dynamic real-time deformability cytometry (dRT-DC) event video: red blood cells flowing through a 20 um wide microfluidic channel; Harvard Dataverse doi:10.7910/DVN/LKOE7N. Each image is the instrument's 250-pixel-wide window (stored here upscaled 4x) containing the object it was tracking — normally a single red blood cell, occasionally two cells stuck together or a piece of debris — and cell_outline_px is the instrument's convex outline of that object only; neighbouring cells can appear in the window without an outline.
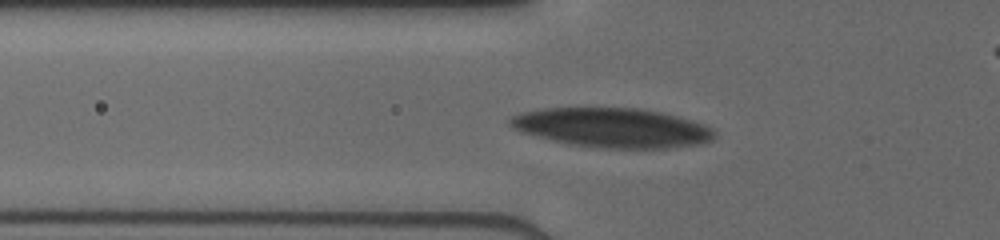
{"species": "human", "species_latin": "Homo sapiens", "temperature_condition": "cold", "stored_images_in_passage": 35, "camera_frame_rate_fps": 3000, "um_per_image_px": 0.085, "donor": {"sex": "male"}, "frame": {"image": 1, "passage_image": 2, "time_ms": 0.333, "image_size_px": [1000, 240], "cell_outline_px": [[716, 136], [712, 140], [700, 144], [668, 148], [600, 148], [572, 144], [552, 140], [520, 132], [512, 128], [508, 124], [508, 120], [512, 116], [520, 112], [540, 108], [644, 108], [680, 116], [704, 124], [712, 128], [716, 132]], "centroid_in_image_um": [52.05, 10.84], "position_along_channel_um": 73.7, "area_um2": 47.4}}
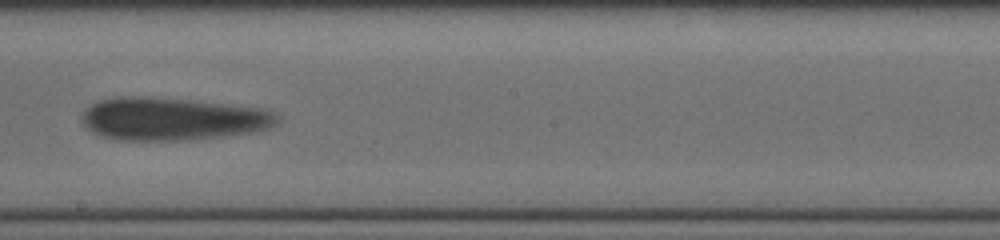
{"frame": {"image": 2, "passage_image": 14, "time_ms": 4.333, "image_size_px": [1000, 240], "cell_outline_px": [[280, 120], [276, 124], [268, 128], [252, 132], [192, 140], [120, 140], [100, 136], [92, 132], [80, 120], [80, 112], [92, 104], [100, 100], [116, 96], [148, 96], [188, 100], [256, 108], [272, 112], [280, 116]], "centroid_in_image_um": [14.57, 10.11], "position_along_channel_um": 233.6, "area_um2": 48.73}}
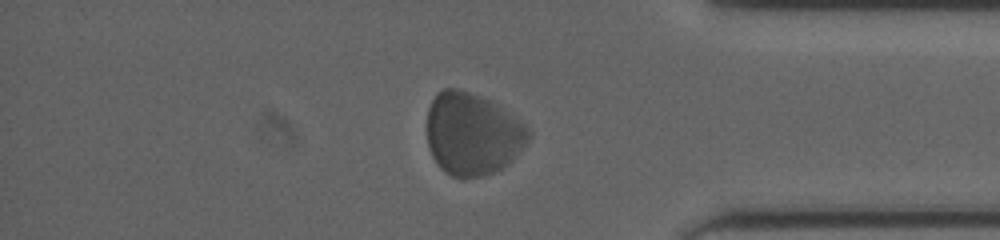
{"frame": {"image": 3, "passage_image": 27, "time_ms": 8.667, "image_size_px": [1000, 240], "cell_outline_px": [[532, 132], [528, 140], [516, 156], [504, 168], [480, 176], [464, 180], [460, 180], [444, 172], [440, 168], [432, 156], [428, 148], [428, 108], [432, 100], [444, 88], [456, 88], [492, 100], [524, 124]], "centroid_in_image_um": [40.16, 11.41], "position_along_channel_um": 395.0, "area_um2": 48.9}}